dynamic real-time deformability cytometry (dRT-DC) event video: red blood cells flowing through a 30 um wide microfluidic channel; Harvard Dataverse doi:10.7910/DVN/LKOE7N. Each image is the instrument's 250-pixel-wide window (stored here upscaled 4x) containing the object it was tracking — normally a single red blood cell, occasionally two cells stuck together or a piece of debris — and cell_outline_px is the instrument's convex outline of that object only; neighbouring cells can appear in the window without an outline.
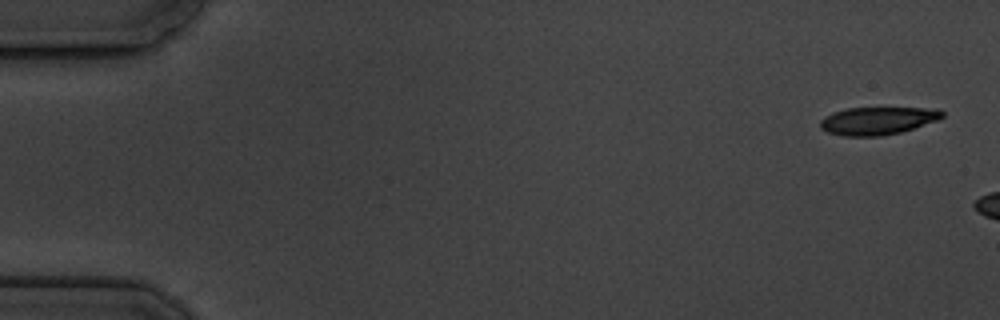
{"species": "common noctule bat (a hibernating species)", "species_latin": "Nyctalus noctula", "temperature_condition": "cold", "stored_images_in_passage": 3, "camera_frame_rate_fps": 3000, "um_per_image_px": 0.085, "animal": {"sex": "male", "body_mass_g": 19.5, "forearm_length_mm": 54.6}, "frame": {"image": 1, "passage_image": 1, "time_ms": 0.0, "image_size_px": [1000, 320], "cell_outline_px": [[944, 116], [936, 120], [900, 132], [884, 136], [844, 136], [828, 132], [820, 128], [820, 120], [824, 116], [832, 112], [848, 108], [940, 108], [944, 112]], "centroid_in_image_um": [74.57, 10.26], "position_along_channel_um": 10.4, "area_um2": 19.71}}